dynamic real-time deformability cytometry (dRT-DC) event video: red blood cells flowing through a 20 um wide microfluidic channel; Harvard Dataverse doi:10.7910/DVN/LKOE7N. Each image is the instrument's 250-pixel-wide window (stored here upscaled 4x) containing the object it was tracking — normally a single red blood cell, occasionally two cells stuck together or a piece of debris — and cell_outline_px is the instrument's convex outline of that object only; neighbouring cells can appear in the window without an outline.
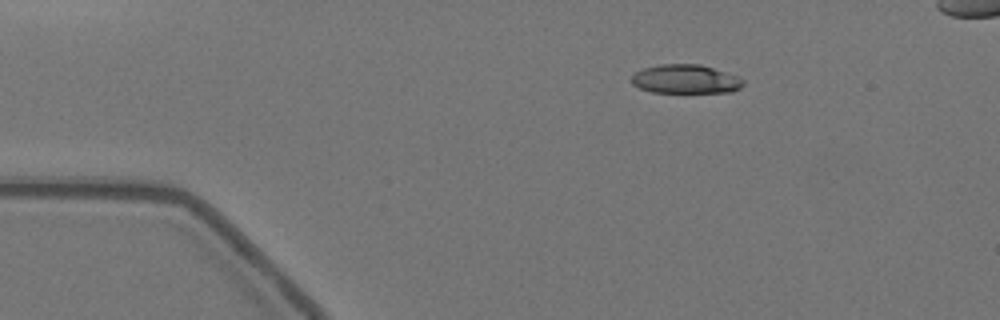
{"species": "Egyptian fruit bat (a non-hibernating species)", "species_latin": "Rousettus aegyptiacus", "temperature_condition": "warm", "stored_images_in_passage": 47, "camera_frame_rate_fps": 3000, "um_per_image_px": 0.085, "animal": {"sex": "female"}, "frame": {"image": 1, "passage_image": 1, "time_ms": 0.0, "image_size_px": [1000, 320], "cell_outline_px": [[744, 84], [740, 88], [732, 92], [652, 92], [640, 88], [632, 84], [632, 76], [636, 72], [644, 68], [660, 64], [700, 64], [736, 76], [744, 80]], "centroid_in_image_um": [58.27, 6.73], "position_along_channel_um": 26.7, "area_um2": 18.61}}
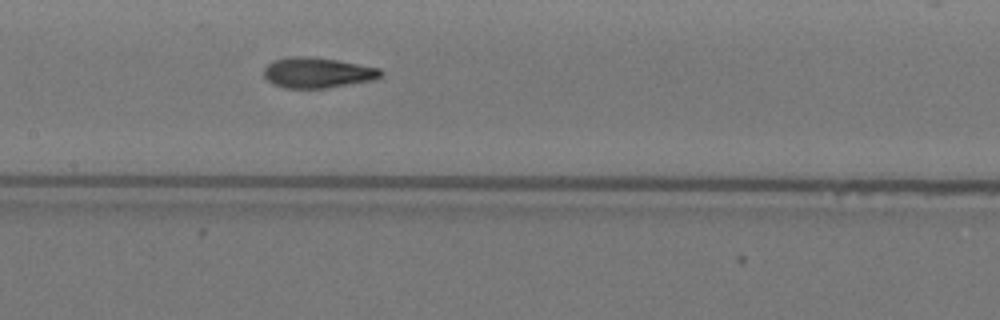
{"frame": {"image": 2, "passage_image": 19, "time_ms": 6.0, "image_size_px": [1000, 320], "cell_outline_px": [[384, 72], [376, 80], [328, 88], [284, 88], [272, 84], [264, 76], [264, 68], [268, 64], [276, 60], [292, 56], [308, 56], [336, 60], [380, 68]], "centroid_in_image_um": [27.01, 6.19], "position_along_channel_um": 180.4, "area_um2": 20.81}}
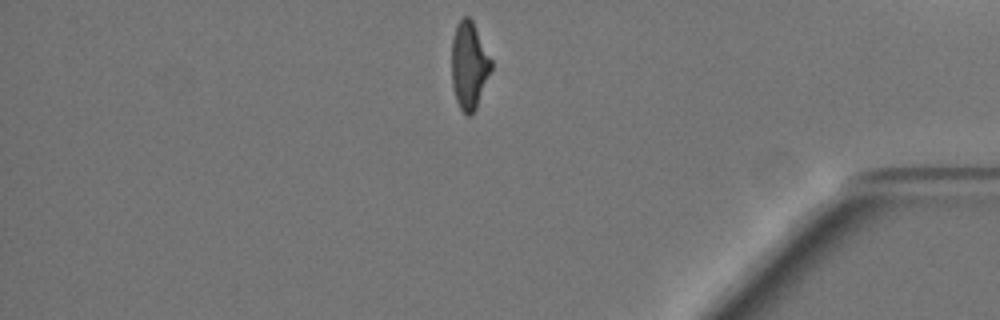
{"frame": {"image": 3, "passage_image": 40, "time_ms": 13.0, "image_size_px": [1000, 320], "cell_outline_px": [[492, 68], [476, 108], [468, 116], [460, 108], [456, 100], [452, 88], [452, 36], [456, 24], [464, 16], [468, 16], [472, 20], [492, 60]], "centroid_in_image_um": [39.86, 5.54], "position_along_channel_um": 395.3, "area_um2": 20.06}, "authors_computed_cell_mechanics": {"area_um2": 20.6924, "velocity_mm_per_s": 3.537, "shape_relaxation_time_tau1_ms": 11.3305, "shape_relaxation_time_tau2_ms": 1.8318, "deformation_change_tau1": 0.2978, "deformation_change_tau2": 0.093}}